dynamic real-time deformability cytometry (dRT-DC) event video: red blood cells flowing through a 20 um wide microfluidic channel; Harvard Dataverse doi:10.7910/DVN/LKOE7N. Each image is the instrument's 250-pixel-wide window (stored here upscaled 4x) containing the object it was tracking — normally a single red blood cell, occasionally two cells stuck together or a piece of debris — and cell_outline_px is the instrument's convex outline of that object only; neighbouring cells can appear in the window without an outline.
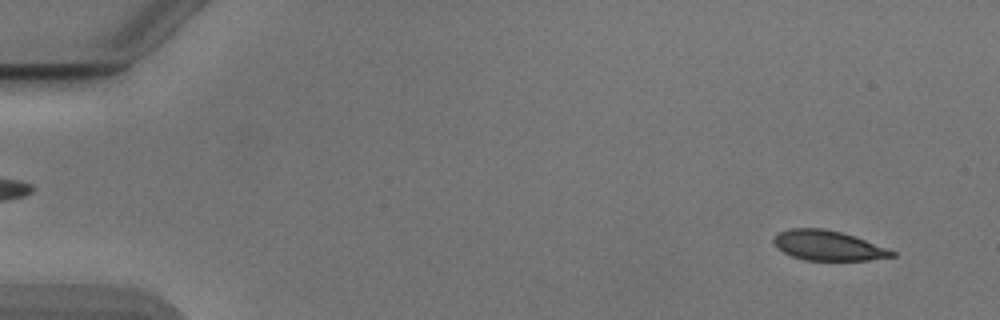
{"species": "Egyptian fruit bat (a non-hibernating species)", "species_latin": "Rousettus aegyptiacus", "temperature_condition": "cold", "stored_images_in_passage": 39, "camera_frame_rate_fps": 3000, "um_per_image_px": 0.085, "animal": {"sex": "male"}, "frame": {"image": 1, "passage_image": 3, "time_ms": 0.667, "image_size_px": [1000, 320], "cell_outline_px": [[896, 256], [868, 260], [804, 260], [792, 256], [776, 248], [772, 244], [772, 236], [780, 232], [792, 228], [824, 228], [840, 232], [888, 248], [896, 252]], "centroid_in_image_um": [70.33, 20.87], "position_along_channel_um": 14.7, "area_um2": 20.58}}
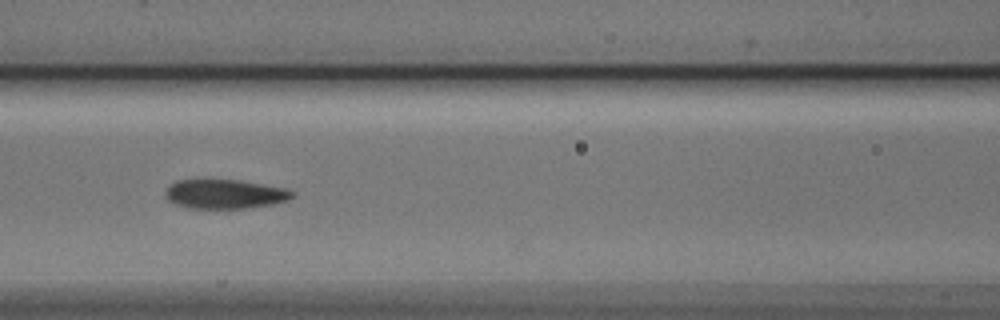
{"frame": {"image": 2, "passage_image": 23, "time_ms": 7.333, "image_size_px": [1000, 320], "cell_outline_px": [[296, 196], [288, 200], [272, 204], [248, 208], [188, 208], [176, 204], [168, 200], [164, 196], [164, 188], [176, 180], [204, 176], [240, 180], [288, 188], [296, 192]], "centroid_in_image_um": [19.07, 16.43], "position_along_channel_um": 147.5, "area_um2": 22.89}}
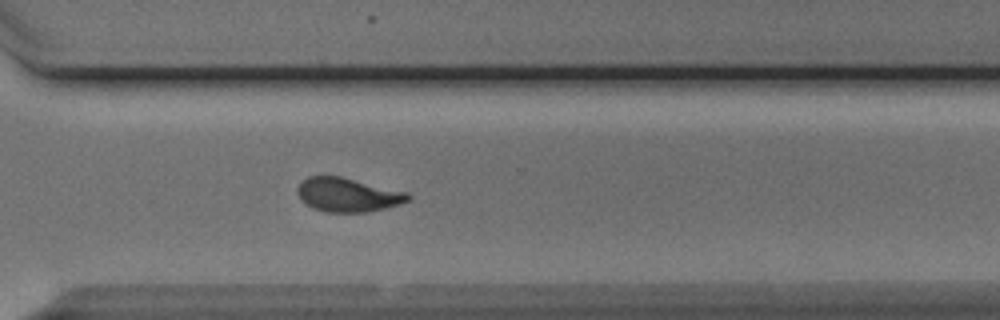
{"frame": {"image": 3, "passage_image": 38, "time_ms": 12.333, "image_size_px": [1000, 320], "cell_outline_px": [[412, 196], [408, 200], [400, 204], [368, 212], [324, 212], [312, 208], [300, 196], [300, 184], [308, 176], [340, 176], [408, 192]], "centroid_in_image_um": [29.63, 16.56], "position_along_channel_um": 341.0, "area_um2": 21.5}}